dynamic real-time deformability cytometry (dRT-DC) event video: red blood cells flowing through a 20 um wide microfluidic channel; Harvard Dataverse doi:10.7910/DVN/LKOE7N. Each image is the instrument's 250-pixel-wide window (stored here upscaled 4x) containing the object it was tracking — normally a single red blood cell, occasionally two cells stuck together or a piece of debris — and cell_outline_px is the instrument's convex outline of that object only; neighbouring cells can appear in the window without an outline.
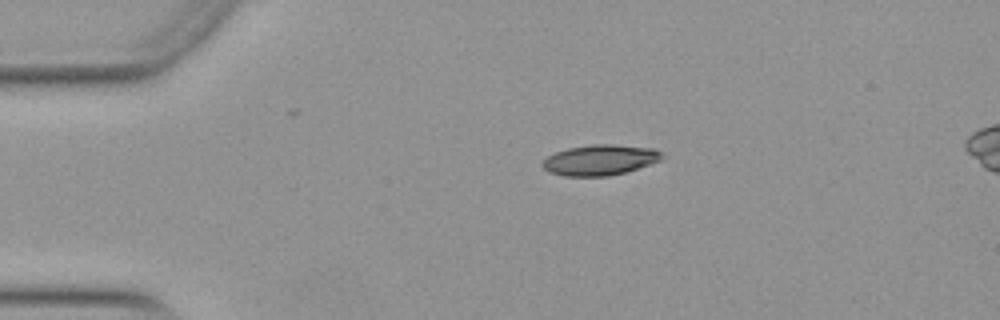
{"species": "Egyptian fruit bat (a non-hibernating species)", "species_latin": "Rousettus aegyptiacus", "temperature_condition": "warm", "stored_images_in_passage": 10, "camera_frame_rate_fps": 3000, "um_per_image_px": 0.085, "animal": {"sex": "female"}, "frame": {"image": 1, "passage_image": 1, "time_ms": 0.0, "image_size_px": [1000, 320], "cell_outline_px": [[664, 156], [660, 160], [624, 172], [608, 176], [564, 176], [548, 172], [540, 164], [548, 156], [556, 152], [568, 148], [592, 144], [612, 144], [652, 148], [660, 152]], "centroid_in_image_um": [50.95, 13.59], "position_along_channel_um": 34.0, "area_um2": 21.04}}
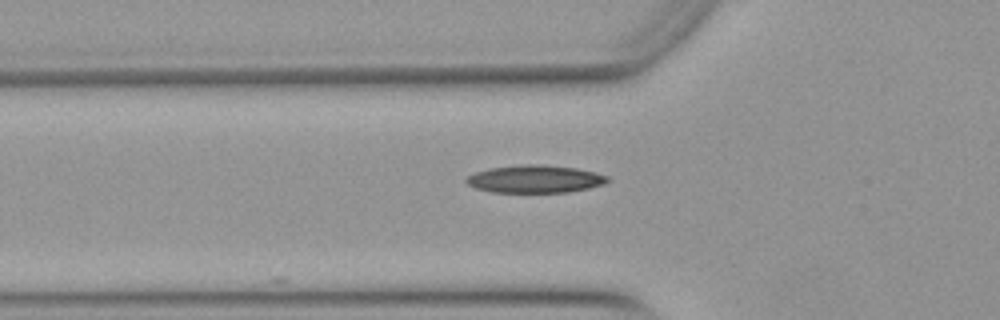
{"frame": {"image": 2, "passage_image": 8, "time_ms": 2.333, "image_size_px": [1000, 320], "cell_outline_px": [[608, 180], [604, 184], [588, 188], [568, 192], [492, 192], [476, 188], [468, 184], [464, 180], [468, 176], [476, 172], [488, 168], [520, 164], [540, 164], [576, 168], [596, 172], [608, 176]], "centroid_in_image_um": [45.46, 15.21], "position_along_channel_um": 80.3, "area_um2": 22.77}}